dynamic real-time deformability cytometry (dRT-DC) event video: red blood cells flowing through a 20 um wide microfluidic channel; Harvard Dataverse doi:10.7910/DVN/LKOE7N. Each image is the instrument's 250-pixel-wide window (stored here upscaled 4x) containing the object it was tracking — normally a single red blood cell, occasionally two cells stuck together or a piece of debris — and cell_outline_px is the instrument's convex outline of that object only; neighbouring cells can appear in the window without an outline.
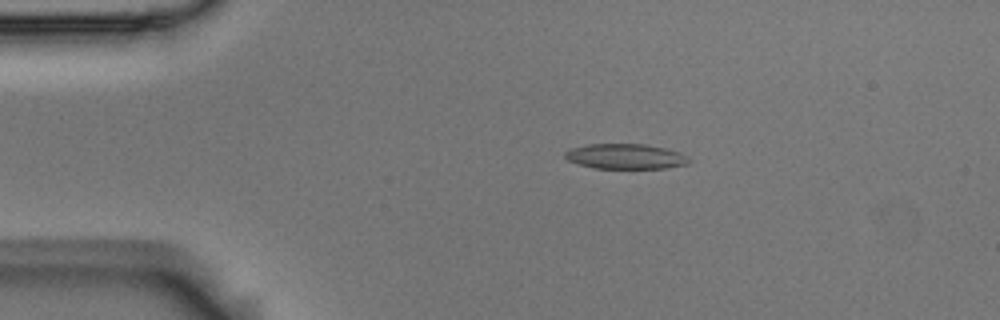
{"species": "Egyptian fruit bat (a non-hibernating species)", "species_latin": "Rousettus aegyptiacus", "temperature_condition": "room temperature", "stored_images_in_passage": 46, "camera_frame_rate_fps": 3000, "um_per_image_px": 0.085, "animal": {"sex": "male"}, "frame": {"image": 1, "passage_image": 2, "time_ms": 0.333, "image_size_px": [1000, 320], "cell_outline_px": [[692, 160], [688, 164], [664, 168], [592, 168], [568, 160], [564, 156], [564, 152], [572, 148], [588, 144], [644, 144], [664, 148], [680, 152], [688, 156]], "centroid_in_image_um": [53.2, 13.29], "position_along_channel_um": 31.8, "area_um2": 18.15}}
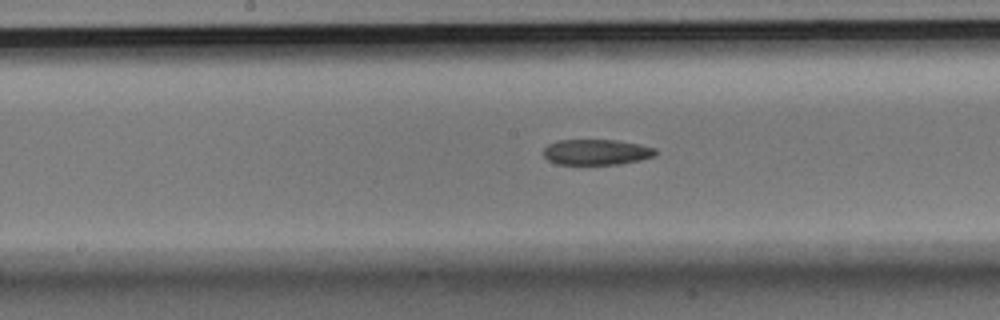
{"frame": {"image": 2, "passage_image": 19, "time_ms": 6.0, "image_size_px": [1000, 320], "cell_outline_px": [[656, 152], [652, 156], [640, 160], [620, 164], [556, 164], [548, 160], [544, 156], [544, 148], [548, 144], [556, 140], [616, 140], [640, 144], [656, 148]], "centroid_in_image_um": [50.67, 12.92], "position_along_channel_um": 197.5, "area_um2": 16.7}}
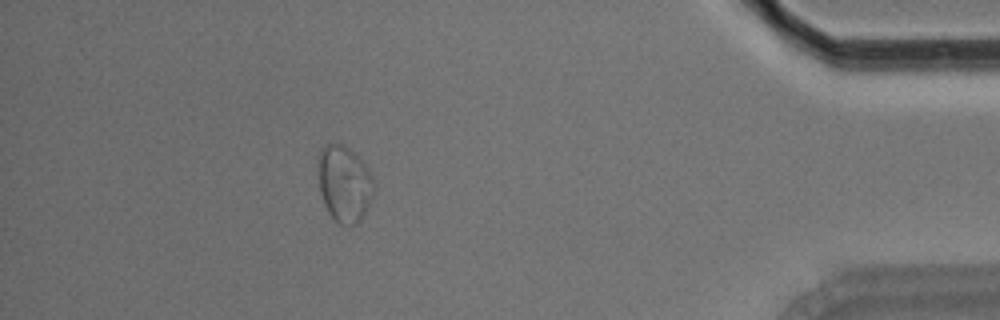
{"frame": {"image": 3, "passage_image": 40, "time_ms": 13.0, "image_size_px": [1000, 320], "cell_outline_px": [[376, 184], [372, 196], [360, 220], [356, 224], [336, 224], [328, 212], [324, 204], [320, 192], [316, 164], [320, 148], [324, 144], [344, 144], [368, 168]], "centroid_in_image_um": [29.23, 15.6], "position_along_channel_um": 406.0, "area_um2": 25.03}, "authors_computed_cell_mechanics": {"area_um2": 18.3804, "velocity_mm_per_s": 3.6803, "shape_relaxation_time_tau1_ms": 8.1186, "shape_relaxation_time_tau2_ms": null, "deformation_change_tau1": 0.1324, "deformation_change_tau2": null}}